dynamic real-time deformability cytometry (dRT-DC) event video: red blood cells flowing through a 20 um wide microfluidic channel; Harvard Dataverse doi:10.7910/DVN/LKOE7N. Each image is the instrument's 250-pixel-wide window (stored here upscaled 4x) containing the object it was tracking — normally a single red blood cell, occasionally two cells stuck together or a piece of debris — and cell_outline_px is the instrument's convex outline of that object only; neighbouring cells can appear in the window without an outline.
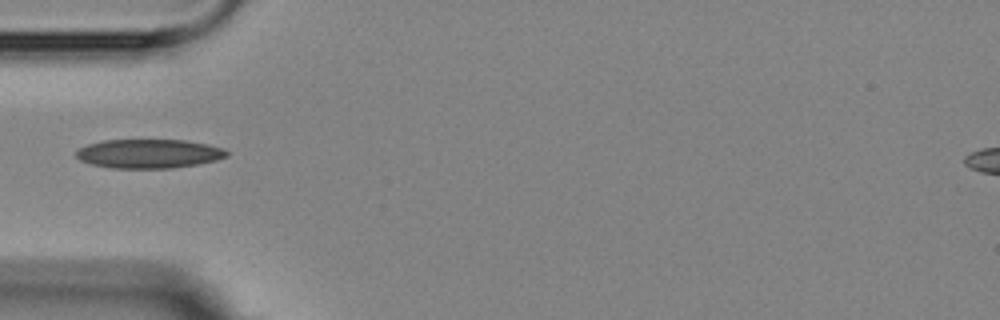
{"species": "Egyptian fruit bat (a non-hibernating species)", "species_latin": "Rousettus aegyptiacus", "temperature_condition": "room temperature", "stored_images_in_passage": 1, "camera_frame_rate_fps": 3000, "um_per_image_px": 0.085, "animal": {"sex": "female"}, "frame": {"image": 1, "passage_image": 1, "time_ms": 0.0, "image_size_px": [1000, 320], "cell_outline_px": [[228, 156], [216, 160], [196, 164], [172, 168], [112, 168], [92, 164], [80, 160], [76, 156], [76, 152], [80, 148], [88, 144], [104, 140], [184, 140], [208, 144], [224, 148], [228, 152]], "centroid_in_image_um": [12.67, 13.06], "position_along_channel_um": 72.3, "area_um2": 25.37}}